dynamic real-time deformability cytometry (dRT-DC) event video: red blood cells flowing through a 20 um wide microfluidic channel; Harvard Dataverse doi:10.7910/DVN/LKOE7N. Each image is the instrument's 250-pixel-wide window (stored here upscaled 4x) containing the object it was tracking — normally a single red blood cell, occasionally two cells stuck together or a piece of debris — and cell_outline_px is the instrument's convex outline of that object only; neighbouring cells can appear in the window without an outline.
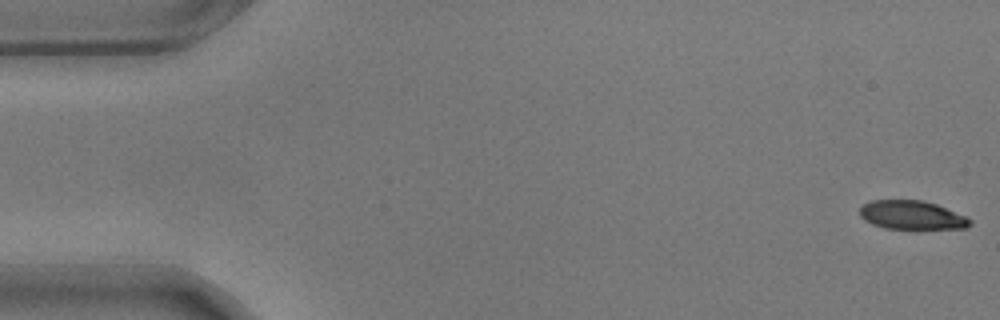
{"species": "common noctule bat (a hibernating species)", "species_latin": "Nyctalus noctula", "temperature_condition": "warm", "stored_images_in_passage": 11, "camera_frame_rate_fps": 3000, "um_per_image_px": 0.085, "animal": {"sex": "male", "body_mass_g": 17.9}, "frame": {"image": 1, "passage_image": 1, "time_ms": 0.0, "image_size_px": [1000, 320], "cell_outline_px": [[972, 224], [968, 228], [916, 232], [884, 228], [872, 224], [864, 220], [860, 216], [860, 208], [864, 204], [872, 200], [924, 200], [936, 204], [964, 216], [972, 220]], "centroid_in_image_um": [77.55, 18.35], "position_along_channel_um": 7.5, "area_um2": 19.48}}